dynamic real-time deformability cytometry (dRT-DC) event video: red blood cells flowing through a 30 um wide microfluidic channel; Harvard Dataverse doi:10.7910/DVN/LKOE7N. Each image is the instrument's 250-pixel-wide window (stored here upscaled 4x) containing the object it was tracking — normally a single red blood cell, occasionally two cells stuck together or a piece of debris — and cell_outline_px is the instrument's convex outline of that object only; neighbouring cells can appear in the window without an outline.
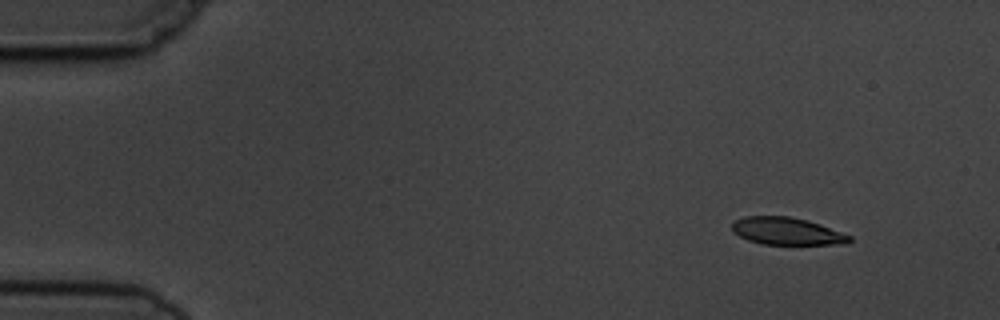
{"species": "common noctule bat (a hibernating species)", "species_latin": "Nyctalus noctula", "temperature_condition": "cold", "stored_images_in_passage": 6, "segment_of_instrument_passage": [2, 2], "camera_frame_rate_fps": 3000, "um_per_image_px": 0.085, "animal": {"sex": "male", "body_mass_g": 19.5, "forearm_length_mm": 54.6}, "frame": {"image": 1, "passage_image": 6, "time_ms": 6.667, "image_size_px": [1000, 320], "cell_outline_px": [[852, 240], [848, 244], [760, 244], [748, 240], [732, 232], [732, 224], [736, 220], [744, 216], [788, 216], [820, 224], [852, 236]], "centroid_in_image_um": [66.88, 19.66], "position_along_channel_um": 18.1, "area_um2": 18.67}}